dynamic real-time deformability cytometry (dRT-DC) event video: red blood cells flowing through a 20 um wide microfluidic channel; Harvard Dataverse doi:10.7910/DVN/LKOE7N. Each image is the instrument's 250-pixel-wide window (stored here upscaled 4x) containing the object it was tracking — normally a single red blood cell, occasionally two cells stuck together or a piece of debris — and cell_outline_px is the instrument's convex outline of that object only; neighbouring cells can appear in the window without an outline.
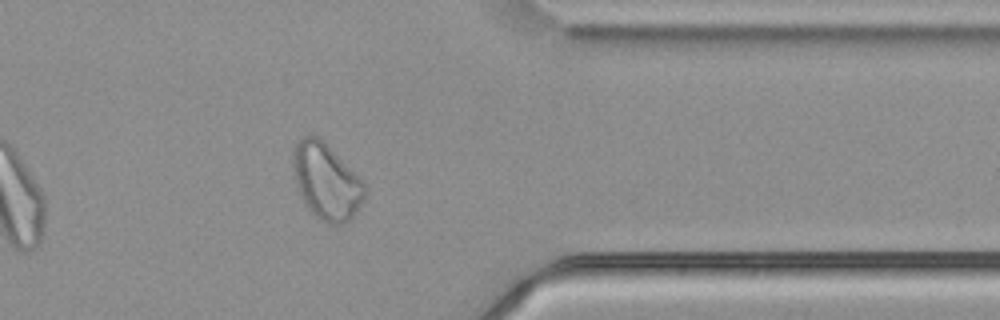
{"species": "common noctule bat (a hibernating species)", "species_latin": "Nyctalus noctula", "temperature_condition": "cold", "stored_images_in_passage": 45, "camera_frame_rate_fps": 3000, "um_per_image_px": 0.085, "animal": {"sex": "male", "body_mass_g": 21.5, "forearm_length_mm": 52.0}, "frame": {"image": 1, "passage_image": 39, "time_ms": 12.667, "image_size_px": [1000, 320], "cell_outline_px": [[368, 188], [364, 200], [352, 216], [348, 220], [340, 224], [328, 224], [316, 216], [308, 208], [300, 196], [292, 164], [292, 152], [300, 136], [316, 136]], "centroid_in_image_um": [27.7, 15.46], "position_along_channel_um": 383.7, "area_um2": 30.69}}